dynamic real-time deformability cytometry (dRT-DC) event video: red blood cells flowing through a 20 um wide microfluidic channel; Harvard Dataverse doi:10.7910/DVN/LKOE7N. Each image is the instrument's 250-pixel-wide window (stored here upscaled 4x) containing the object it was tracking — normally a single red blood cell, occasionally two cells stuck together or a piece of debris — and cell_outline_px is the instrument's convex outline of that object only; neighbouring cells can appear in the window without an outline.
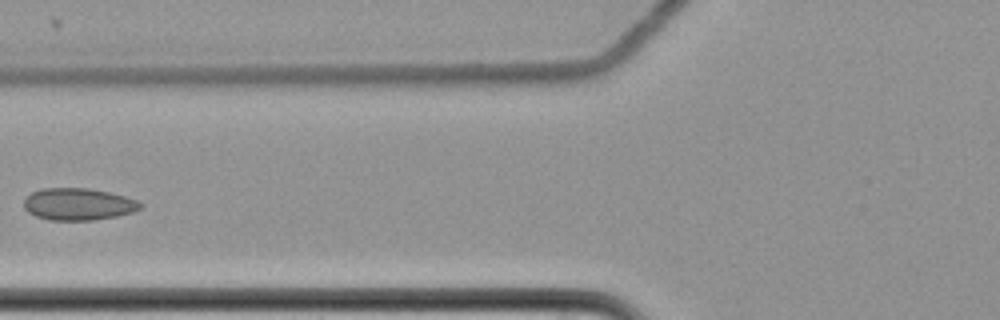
{"species": "common noctule bat (a hibernating species)", "species_latin": "Nyctalus noctula", "temperature_condition": "cold", "stored_images_in_passage": 9, "camera_frame_rate_fps": 3000, "um_per_image_px": 0.085, "animal": {"sex": "female", "body_mass_g": 22.7, "forearm_length_mm": 54.2}, "frame": {"image": 1, "passage_image": 7, "time_ms": 2.0, "image_size_px": [1000, 320], "cell_outline_px": [[144, 204], [140, 208], [132, 212], [116, 216], [92, 220], [48, 220], [36, 216], [28, 212], [24, 208], [24, 200], [32, 192], [44, 188], [88, 188], [108, 192], [124, 196], [136, 200]], "centroid_in_image_um": [6.64, 17.35], "position_along_channel_um": 119.2, "area_um2": 21.62}}
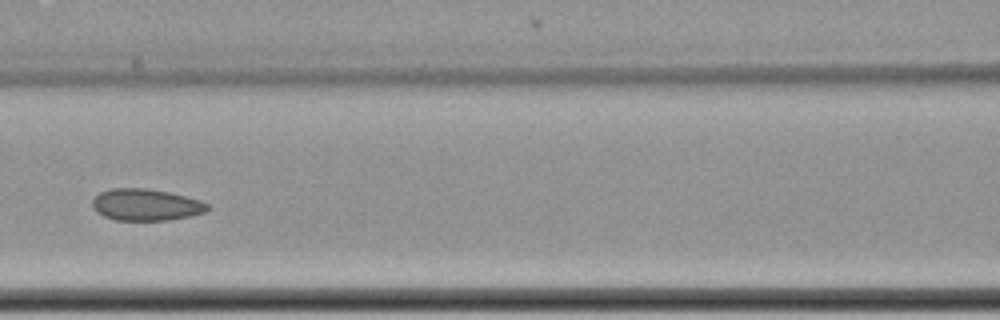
{"frame": {"image": 2, "passage_image": 8, "time_ms": 2.333, "image_size_px": [1000, 320], "cell_outline_px": [[212, 208], [208, 212], [168, 220], [116, 220], [104, 216], [96, 212], [92, 208], [92, 200], [100, 192], [112, 188], [144, 188], [168, 192], [200, 200], [208, 204]], "centroid_in_image_um": [12.41, 17.41], "position_along_channel_um": 154.2, "area_um2": 21.33}}
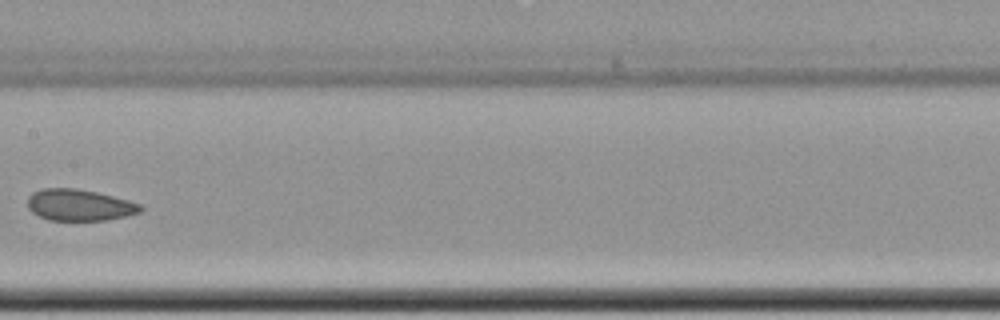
{"frame": {"image": 3, "passage_image": 9, "time_ms": 2.667, "image_size_px": [1000, 320], "cell_outline_px": [[144, 208], [140, 212], [108, 220], [48, 220], [32, 212], [28, 208], [28, 196], [32, 192], [44, 188], [76, 188], [96, 192], [128, 200], [140, 204]], "centroid_in_image_um": [6.73, 17.42], "position_along_channel_um": 200.7, "area_um2": 20.63}}